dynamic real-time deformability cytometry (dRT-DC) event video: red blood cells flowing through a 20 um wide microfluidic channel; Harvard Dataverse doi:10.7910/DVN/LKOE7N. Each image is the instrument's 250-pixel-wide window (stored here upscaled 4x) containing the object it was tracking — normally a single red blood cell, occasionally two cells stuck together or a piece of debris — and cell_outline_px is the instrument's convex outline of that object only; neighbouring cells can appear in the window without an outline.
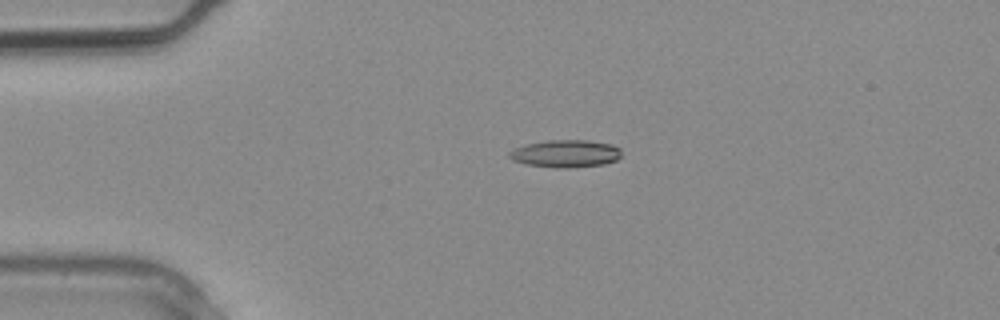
{"species": "common noctule bat (a hibernating species)", "species_latin": "Nyctalus noctula", "temperature_condition": "warm", "stored_images_in_passage": 11, "camera_frame_rate_fps": 3000, "um_per_image_px": 0.085, "animal": {"sex": "male", "body_mass_g": 20.4}, "frame": {"image": 1, "passage_image": 7, "time_ms": 2.0, "image_size_px": [1000, 320], "cell_outline_px": [[620, 156], [616, 160], [604, 164], [568, 168], [556, 168], [524, 164], [512, 160], [508, 156], [508, 152], [512, 148], [528, 144], [548, 140], [588, 140], [612, 144], [620, 148]], "centroid_in_image_um": [48.04, 13.06], "position_along_channel_um": 37.0, "area_um2": 18.09}}
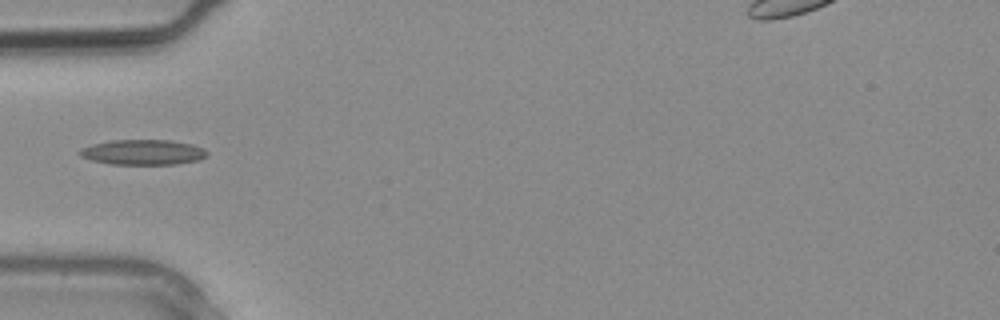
{"frame": {"image": 2, "passage_image": 10, "time_ms": 3.0, "image_size_px": [1000, 320], "cell_outline_px": [[208, 156], [200, 160], [176, 164], [112, 164], [92, 160], [80, 156], [76, 152], [80, 148], [92, 144], [112, 140], [168, 140], [192, 144], [204, 148], [208, 152]], "centroid_in_image_um": [12.16, 12.94], "position_along_channel_um": 72.8, "area_um2": 18.84}}